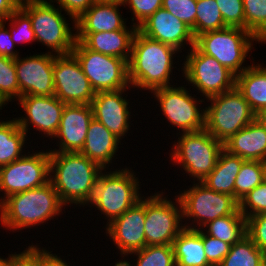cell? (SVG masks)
I'll return each mask as SVG.
<instances>
[{"mask_svg": "<svg viewBox=\"0 0 266 266\" xmlns=\"http://www.w3.org/2000/svg\"><path fill=\"white\" fill-rule=\"evenodd\" d=\"M104 169L80 152H50V179L61 202L87 206Z\"/></svg>", "mask_w": 266, "mask_h": 266, "instance_id": "1", "label": "cell"}, {"mask_svg": "<svg viewBox=\"0 0 266 266\" xmlns=\"http://www.w3.org/2000/svg\"><path fill=\"white\" fill-rule=\"evenodd\" d=\"M180 53L175 47L143 35H134L128 61V76L132 88L152 92L172 84L174 58ZM172 73V74H171ZM171 81V83H170Z\"/></svg>", "mask_w": 266, "mask_h": 266, "instance_id": "2", "label": "cell"}, {"mask_svg": "<svg viewBox=\"0 0 266 266\" xmlns=\"http://www.w3.org/2000/svg\"><path fill=\"white\" fill-rule=\"evenodd\" d=\"M64 206L49 181L43 186L5 198L0 203V225L10 232L38 227L63 213Z\"/></svg>", "mask_w": 266, "mask_h": 266, "instance_id": "3", "label": "cell"}, {"mask_svg": "<svg viewBox=\"0 0 266 266\" xmlns=\"http://www.w3.org/2000/svg\"><path fill=\"white\" fill-rule=\"evenodd\" d=\"M104 169L98 176L91 201L87 204L103 214L108 225L135 205L143 196L136 173L127 166L114 171ZM140 182V183H139Z\"/></svg>", "mask_w": 266, "mask_h": 266, "instance_id": "4", "label": "cell"}, {"mask_svg": "<svg viewBox=\"0 0 266 266\" xmlns=\"http://www.w3.org/2000/svg\"><path fill=\"white\" fill-rule=\"evenodd\" d=\"M176 136L177 142L174 141L169 153L172 163L181 166L188 176L193 178V182H202L216 166L224 144L206 129Z\"/></svg>", "mask_w": 266, "mask_h": 266, "instance_id": "5", "label": "cell"}, {"mask_svg": "<svg viewBox=\"0 0 266 266\" xmlns=\"http://www.w3.org/2000/svg\"><path fill=\"white\" fill-rule=\"evenodd\" d=\"M254 41L257 44L258 39L249 31L238 27H226L196 36L194 46L238 75L250 66H244V62L254 48Z\"/></svg>", "mask_w": 266, "mask_h": 266, "instance_id": "6", "label": "cell"}, {"mask_svg": "<svg viewBox=\"0 0 266 266\" xmlns=\"http://www.w3.org/2000/svg\"><path fill=\"white\" fill-rule=\"evenodd\" d=\"M20 8L30 17L36 42L42 43L56 55L72 53L76 24L70 27L62 9L52 2L29 3Z\"/></svg>", "mask_w": 266, "mask_h": 266, "instance_id": "7", "label": "cell"}, {"mask_svg": "<svg viewBox=\"0 0 266 266\" xmlns=\"http://www.w3.org/2000/svg\"><path fill=\"white\" fill-rule=\"evenodd\" d=\"M207 100L210 103L205 107V129L223 144L255 119L236 87Z\"/></svg>", "mask_w": 266, "mask_h": 266, "instance_id": "8", "label": "cell"}, {"mask_svg": "<svg viewBox=\"0 0 266 266\" xmlns=\"http://www.w3.org/2000/svg\"><path fill=\"white\" fill-rule=\"evenodd\" d=\"M192 183L188 189L177 194L185 228L202 229L207 223L233 214L239 208V203L232 196L211 190L202 182Z\"/></svg>", "mask_w": 266, "mask_h": 266, "instance_id": "9", "label": "cell"}, {"mask_svg": "<svg viewBox=\"0 0 266 266\" xmlns=\"http://www.w3.org/2000/svg\"><path fill=\"white\" fill-rule=\"evenodd\" d=\"M188 50L182 63V77L200 96L206 100L235 88L236 75L232 71L195 46Z\"/></svg>", "mask_w": 266, "mask_h": 266, "instance_id": "10", "label": "cell"}, {"mask_svg": "<svg viewBox=\"0 0 266 266\" xmlns=\"http://www.w3.org/2000/svg\"><path fill=\"white\" fill-rule=\"evenodd\" d=\"M72 53L96 93L132 88L127 60L92 51L77 40Z\"/></svg>", "mask_w": 266, "mask_h": 266, "instance_id": "11", "label": "cell"}, {"mask_svg": "<svg viewBox=\"0 0 266 266\" xmlns=\"http://www.w3.org/2000/svg\"><path fill=\"white\" fill-rule=\"evenodd\" d=\"M164 193L145 196V246L172 245L184 228L179 198L175 195L174 202Z\"/></svg>", "mask_w": 266, "mask_h": 266, "instance_id": "12", "label": "cell"}, {"mask_svg": "<svg viewBox=\"0 0 266 266\" xmlns=\"http://www.w3.org/2000/svg\"><path fill=\"white\" fill-rule=\"evenodd\" d=\"M188 90L191 91L184 85L176 87L173 84V86L155 89L151 92L158 101V107L161 108L165 119L179 131L177 134L205 129V109L200 108L201 103H205V99H198L196 95L192 96Z\"/></svg>", "mask_w": 266, "mask_h": 266, "instance_id": "13", "label": "cell"}, {"mask_svg": "<svg viewBox=\"0 0 266 266\" xmlns=\"http://www.w3.org/2000/svg\"><path fill=\"white\" fill-rule=\"evenodd\" d=\"M49 179V149L28 151L22 158L0 167V203L12 194L43 186Z\"/></svg>", "mask_w": 266, "mask_h": 266, "instance_id": "14", "label": "cell"}, {"mask_svg": "<svg viewBox=\"0 0 266 266\" xmlns=\"http://www.w3.org/2000/svg\"><path fill=\"white\" fill-rule=\"evenodd\" d=\"M54 95L65 104H91L96 92L73 53L56 55Z\"/></svg>", "mask_w": 266, "mask_h": 266, "instance_id": "15", "label": "cell"}, {"mask_svg": "<svg viewBox=\"0 0 266 266\" xmlns=\"http://www.w3.org/2000/svg\"><path fill=\"white\" fill-rule=\"evenodd\" d=\"M18 105L24 111V116L15 118L19 127L28 135L32 125L36 131L43 133L44 137L53 139L62 118L65 107L60 99L52 96H21ZM29 129V131H28ZM46 135V136H45Z\"/></svg>", "mask_w": 266, "mask_h": 266, "instance_id": "16", "label": "cell"}, {"mask_svg": "<svg viewBox=\"0 0 266 266\" xmlns=\"http://www.w3.org/2000/svg\"><path fill=\"white\" fill-rule=\"evenodd\" d=\"M56 54L51 51L15 59L19 98L54 95L53 66Z\"/></svg>", "mask_w": 266, "mask_h": 266, "instance_id": "17", "label": "cell"}, {"mask_svg": "<svg viewBox=\"0 0 266 266\" xmlns=\"http://www.w3.org/2000/svg\"><path fill=\"white\" fill-rule=\"evenodd\" d=\"M145 196L121 216L106 225L109 236L123 259L145 247ZM108 234V235H107Z\"/></svg>", "mask_w": 266, "mask_h": 266, "instance_id": "18", "label": "cell"}, {"mask_svg": "<svg viewBox=\"0 0 266 266\" xmlns=\"http://www.w3.org/2000/svg\"><path fill=\"white\" fill-rule=\"evenodd\" d=\"M97 92L91 101L93 118L102 123L117 138H125L131 128V111L129 99L124 97L126 91ZM125 92V93H124Z\"/></svg>", "mask_w": 266, "mask_h": 266, "instance_id": "19", "label": "cell"}, {"mask_svg": "<svg viewBox=\"0 0 266 266\" xmlns=\"http://www.w3.org/2000/svg\"><path fill=\"white\" fill-rule=\"evenodd\" d=\"M93 111L90 104H66L60 125L53 136L59 149L50 152H80L84 147ZM58 138V139H57Z\"/></svg>", "mask_w": 266, "mask_h": 266, "instance_id": "20", "label": "cell"}, {"mask_svg": "<svg viewBox=\"0 0 266 266\" xmlns=\"http://www.w3.org/2000/svg\"><path fill=\"white\" fill-rule=\"evenodd\" d=\"M138 30L151 39L175 47L180 52L185 45L191 48L195 42L192 29L163 8L157 9Z\"/></svg>", "mask_w": 266, "mask_h": 266, "instance_id": "21", "label": "cell"}, {"mask_svg": "<svg viewBox=\"0 0 266 266\" xmlns=\"http://www.w3.org/2000/svg\"><path fill=\"white\" fill-rule=\"evenodd\" d=\"M119 1L97 0L83 15L76 20V34L110 32L122 30L127 25L123 19Z\"/></svg>", "mask_w": 266, "mask_h": 266, "instance_id": "22", "label": "cell"}, {"mask_svg": "<svg viewBox=\"0 0 266 266\" xmlns=\"http://www.w3.org/2000/svg\"><path fill=\"white\" fill-rule=\"evenodd\" d=\"M137 30L138 28L132 25L110 32L76 34V40L92 51L129 61L133 38Z\"/></svg>", "mask_w": 266, "mask_h": 266, "instance_id": "23", "label": "cell"}, {"mask_svg": "<svg viewBox=\"0 0 266 266\" xmlns=\"http://www.w3.org/2000/svg\"><path fill=\"white\" fill-rule=\"evenodd\" d=\"M121 140L110 132L102 123L92 119L87 131L81 154L98 163L103 169H110L112 159L120 148Z\"/></svg>", "mask_w": 266, "mask_h": 266, "instance_id": "24", "label": "cell"}, {"mask_svg": "<svg viewBox=\"0 0 266 266\" xmlns=\"http://www.w3.org/2000/svg\"><path fill=\"white\" fill-rule=\"evenodd\" d=\"M224 149L244 160L266 162V128L254 119L226 141Z\"/></svg>", "mask_w": 266, "mask_h": 266, "instance_id": "25", "label": "cell"}, {"mask_svg": "<svg viewBox=\"0 0 266 266\" xmlns=\"http://www.w3.org/2000/svg\"><path fill=\"white\" fill-rule=\"evenodd\" d=\"M262 65H255L253 61L246 70L236 75L235 87L254 113L266 107V66Z\"/></svg>", "mask_w": 266, "mask_h": 266, "instance_id": "26", "label": "cell"}, {"mask_svg": "<svg viewBox=\"0 0 266 266\" xmlns=\"http://www.w3.org/2000/svg\"><path fill=\"white\" fill-rule=\"evenodd\" d=\"M176 266H211L202 241V229L183 228L173 241Z\"/></svg>", "mask_w": 266, "mask_h": 266, "instance_id": "27", "label": "cell"}, {"mask_svg": "<svg viewBox=\"0 0 266 266\" xmlns=\"http://www.w3.org/2000/svg\"><path fill=\"white\" fill-rule=\"evenodd\" d=\"M245 160L237 155L230 154L223 149L218 157L213 171L202 181L209 189L234 198V184L236 177Z\"/></svg>", "mask_w": 266, "mask_h": 266, "instance_id": "28", "label": "cell"}, {"mask_svg": "<svg viewBox=\"0 0 266 266\" xmlns=\"http://www.w3.org/2000/svg\"><path fill=\"white\" fill-rule=\"evenodd\" d=\"M27 137L15 118L0 121V167L26 154L23 148H27Z\"/></svg>", "mask_w": 266, "mask_h": 266, "instance_id": "29", "label": "cell"}, {"mask_svg": "<svg viewBox=\"0 0 266 266\" xmlns=\"http://www.w3.org/2000/svg\"><path fill=\"white\" fill-rule=\"evenodd\" d=\"M202 230L232 246L246 235V218L238 208L233 214L207 223Z\"/></svg>", "mask_w": 266, "mask_h": 266, "instance_id": "30", "label": "cell"}, {"mask_svg": "<svg viewBox=\"0 0 266 266\" xmlns=\"http://www.w3.org/2000/svg\"><path fill=\"white\" fill-rule=\"evenodd\" d=\"M219 266H266V253L245 235L230 247Z\"/></svg>", "mask_w": 266, "mask_h": 266, "instance_id": "31", "label": "cell"}, {"mask_svg": "<svg viewBox=\"0 0 266 266\" xmlns=\"http://www.w3.org/2000/svg\"><path fill=\"white\" fill-rule=\"evenodd\" d=\"M129 255L136 256L134 266H176L172 245L145 246ZM128 260L130 259L118 260L114 266H133Z\"/></svg>", "mask_w": 266, "mask_h": 266, "instance_id": "32", "label": "cell"}, {"mask_svg": "<svg viewBox=\"0 0 266 266\" xmlns=\"http://www.w3.org/2000/svg\"><path fill=\"white\" fill-rule=\"evenodd\" d=\"M266 162L245 160L234 184V199L239 203L250 191L265 181Z\"/></svg>", "mask_w": 266, "mask_h": 266, "instance_id": "33", "label": "cell"}, {"mask_svg": "<svg viewBox=\"0 0 266 266\" xmlns=\"http://www.w3.org/2000/svg\"><path fill=\"white\" fill-rule=\"evenodd\" d=\"M196 8L195 37L227 27L216 0H197Z\"/></svg>", "mask_w": 266, "mask_h": 266, "instance_id": "34", "label": "cell"}, {"mask_svg": "<svg viewBox=\"0 0 266 266\" xmlns=\"http://www.w3.org/2000/svg\"><path fill=\"white\" fill-rule=\"evenodd\" d=\"M0 99L6 105L19 99L15 59L5 56H0Z\"/></svg>", "mask_w": 266, "mask_h": 266, "instance_id": "35", "label": "cell"}, {"mask_svg": "<svg viewBox=\"0 0 266 266\" xmlns=\"http://www.w3.org/2000/svg\"><path fill=\"white\" fill-rule=\"evenodd\" d=\"M245 30L257 39L266 35V0H243Z\"/></svg>", "mask_w": 266, "mask_h": 266, "instance_id": "36", "label": "cell"}, {"mask_svg": "<svg viewBox=\"0 0 266 266\" xmlns=\"http://www.w3.org/2000/svg\"><path fill=\"white\" fill-rule=\"evenodd\" d=\"M37 245V246H36ZM30 245L20 252L9 266H54L61 257L53 251L41 248L38 244Z\"/></svg>", "mask_w": 266, "mask_h": 266, "instance_id": "37", "label": "cell"}, {"mask_svg": "<svg viewBox=\"0 0 266 266\" xmlns=\"http://www.w3.org/2000/svg\"><path fill=\"white\" fill-rule=\"evenodd\" d=\"M8 21L9 31L15 45L16 42L32 43L36 41L30 17L20 7L6 19L7 23Z\"/></svg>", "mask_w": 266, "mask_h": 266, "instance_id": "38", "label": "cell"}, {"mask_svg": "<svg viewBox=\"0 0 266 266\" xmlns=\"http://www.w3.org/2000/svg\"><path fill=\"white\" fill-rule=\"evenodd\" d=\"M197 0H163L162 8L188 25L195 37Z\"/></svg>", "mask_w": 266, "mask_h": 266, "instance_id": "39", "label": "cell"}, {"mask_svg": "<svg viewBox=\"0 0 266 266\" xmlns=\"http://www.w3.org/2000/svg\"><path fill=\"white\" fill-rule=\"evenodd\" d=\"M239 210L245 218L266 213V181L256 186L239 201Z\"/></svg>", "mask_w": 266, "mask_h": 266, "instance_id": "40", "label": "cell"}, {"mask_svg": "<svg viewBox=\"0 0 266 266\" xmlns=\"http://www.w3.org/2000/svg\"><path fill=\"white\" fill-rule=\"evenodd\" d=\"M163 0H122V6L129 7L132 14V24L137 28L157 9L162 8ZM136 21V22H134Z\"/></svg>", "mask_w": 266, "mask_h": 266, "instance_id": "41", "label": "cell"}, {"mask_svg": "<svg viewBox=\"0 0 266 266\" xmlns=\"http://www.w3.org/2000/svg\"><path fill=\"white\" fill-rule=\"evenodd\" d=\"M227 27L245 29L243 0H216Z\"/></svg>", "mask_w": 266, "mask_h": 266, "instance_id": "42", "label": "cell"}, {"mask_svg": "<svg viewBox=\"0 0 266 266\" xmlns=\"http://www.w3.org/2000/svg\"><path fill=\"white\" fill-rule=\"evenodd\" d=\"M204 251L211 266H219L229 253L231 245L217 238L207 235L202 230Z\"/></svg>", "mask_w": 266, "mask_h": 266, "instance_id": "43", "label": "cell"}, {"mask_svg": "<svg viewBox=\"0 0 266 266\" xmlns=\"http://www.w3.org/2000/svg\"><path fill=\"white\" fill-rule=\"evenodd\" d=\"M246 235L266 253V213L246 218Z\"/></svg>", "mask_w": 266, "mask_h": 266, "instance_id": "44", "label": "cell"}, {"mask_svg": "<svg viewBox=\"0 0 266 266\" xmlns=\"http://www.w3.org/2000/svg\"><path fill=\"white\" fill-rule=\"evenodd\" d=\"M97 0H52L76 24V20L83 15Z\"/></svg>", "mask_w": 266, "mask_h": 266, "instance_id": "45", "label": "cell"}, {"mask_svg": "<svg viewBox=\"0 0 266 266\" xmlns=\"http://www.w3.org/2000/svg\"><path fill=\"white\" fill-rule=\"evenodd\" d=\"M6 20H0V56L16 59L20 53L14 48L15 43L12 41L9 28L6 27Z\"/></svg>", "mask_w": 266, "mask_h": 266, "instance_id": "46", "label": "cell"}, {"mask_svg": "<svg viewBox=\"0 0 266 266\" xmlns=\"http://www.w3.org/2000/svg\"><path fill=\"white\" fill-rule=\"evenodd\" d=\"M18 7L16 0H0V20H6Z\"/></svg>", "mask_w": 266, "mask_h": 266, "instance_id": "47", "label": "cell"}, {"mask_svg": "<svg viewBox=\"0 0 266 266\" xmlns=\"http://www.w3.org/2000/svg\"><path fill=\"white\" fill-rule=\"evenodd\" d=\"M255 120L266 128V107L255 113Z\"/></svg>", "mask_w": 266, "mask_h": 266, "instance_id": "48", "label": "cell"}, {"mask_svg": "<svg viewBox=\"0 0 266 266\" xmlns=\"http://www.w3.org/2000/svg\"><path fill=\"white\" fill-rule=\"evenodd\" d=\"M19 253L8 254L7 258L0 257V266H9Z\"/></svg>", "mask_w": 266, "mask_h": 266, "instance_id": "49", "label": "cell"}, {"mask_svg": "<svg viewBox=\"0 0 266 266\" xmlns=\"http://www.w3.org/2000/svg\"><path fill=\"white\" fill-rule=\"evenodd\" d=\"M49 0H16L19 7L29 3H47ZM50 0L49 2H51Z\"/></svg>", "mask_w": 266, "mask_h": 266, "instance_id": "50", "label": "cell"}, {"mask_svg": "<svg viewBox=\"0 0 266 266\" xmlns=\"http://www.w3.org/2000/svg\"><path fill=\"white\" fill-rule=\"evenodd\" d=\"M69 263H70L69 261L67 263L66 260L64 261V259L61 258L54 266H70Z\"/></svg>", "mask_w": 266, "mask_h": 266, "instance_id": "51", "label": "cell"}, {"mask_svg": "<svg viewBox=\"0 0 266 266\" xmlns=\"http://www.w3.org/2000/svg\"><path fill=\"white\" fill-rule=\"evenodd\" d=\"M258 43H259V44H260V43H261V44H262V43L266 44V35H265L264 37L258 39Z\"/></svg>", "mask_w": 266, "mask_h": 266, "instance_id": "52", "label": "cell"}, {"mask_svg": "<svg viewBox=\"0 0 266 266\" xmlns=\"http://www.w3.org/2000/svg\"><path fill=\"white\" fill-rule=\"evenodd\" d=\"M4 105L6 106V104L0 99V110L3 109ZM1 121V119H0Z\"/></svg>", "mask_w": 266, "mask_h": 266, "instance_id": "53", "label": "cell"}]
</instances>
